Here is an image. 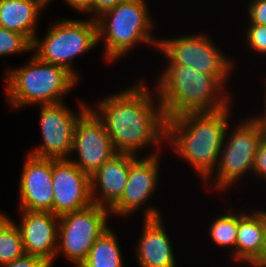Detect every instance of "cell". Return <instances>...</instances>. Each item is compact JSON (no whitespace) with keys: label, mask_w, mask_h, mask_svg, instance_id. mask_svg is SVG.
Returning <instances> with one entry per match:
<instances>
[{"label":"cell","mask_w":266,"mask_h":267,"mask_svg":"<svg viewBox=\"0 0 266 267\" xmlns=\"http://www.w3.org/2000/svg\"><path fill=\"white\" fill-rule=\"evenodd\" d=\"M247 24L266 26V0H249Z\"/></svg>","instance_id":"obj_25"},{"label":"cell","mask_w":266,"mask_h":267,"mask_svg":"<svg viewBox=\"0 0 266 267\" xmlns=\"http://www.w3.org/2000/svg\"><path fill=\"white\" fill-rule=\"evenodd\" d=\"M121 250L116 234L109 227L96 240L79 267H124Z\"/></svg>","instance_id":"obj_20"},{"label":"cell","mask_w":266,"mask_h":267,"mask_svg":"<svg viewBox=\"0 0 266 267\" xmlns=\"http://www.w3.org/2000/svg\"><path fill=\"white\" fill-rule=\"evenodd\" d=\"M205 33L159 39L158 50L167 64H181L215 76L224 86L233 74L234 62Z\"/></svg>","instance_id":"obj_8"},{"label":"cell","mask_w":266,"mask_h":267,"mask_svg":"<svg viewBox=\"0 0 266 267\" xmlns=\"http://www.w3.org/2000/svg\"><path fill=\"white\" fill-rule=\"evenodd\" d=\"M245 41L247 42V46L250 47V50L266 55V26L258 25V24H249L245 29Z\"/></svg>","instance_id":"obj_24"},{"label":"cell","mask_w":266,"mask_h":267,"mask_svg":"<svg viewBox=\"0 0 266 267\" xmlns=\"http://www.w3.org/2000/svg\"><path fill=\"white\" fill-rule=\"evenodd\" d=\"M147 206V207H146ZM143 229L137 243L136 257L140 267H177L174 248L157 207L145 205Z\"/></svg>","instance_id":"obj_15"},{"label":"cell","mask_w":266,"mask_h":267,"mask_svg":"<svg viewBox=\"0 0 266 267\" xmlns=\"http://www.w3.org/2000/svg\"><path fill=\"white\" fill-rule=\"evenodd\" d=\"M64 2L82 14L87 12V15L90 12V0H64Z\"/></svg>","instance_id":"obj_29"},{"label":"cell","mask_w":266,"mask_h":267,"mask_svg":"<svg viewBox=\"0 0 266 267\" xmlns=\"http://www.w3.org/2000/svg\"><path fill=\"white\" fill-rule=\"evenodd\" d=\"M73 153L78 159L69 160L89 177L118 153L104 124L90 109L75 125L71 156Z\"/></svg>","instance_id":"obj_11"},{"label":"cell","mask_w":266,"mask_h":267,"mask_svg":"<svg viewBox=\"0 0 266 267\" xmlns=\"http://www.w3.org/2000/svg\"><path fill=\"white\" fill-rule=\"evenodd\" d=\"M252 212V213H251ZM238 214L235 261L250 267H263L265 250L264 214L260 210Z\"/></svg>","instance_id":"obj_18"},{"label":"cell","mask_w":266,"mask_h":267,"mask_svg":"<svg viewBox=\"0 0 266 267\" xmlns=\"http://www.w3.org/2000/svg\"><path fill=\"white\" fill-rule=\"evenodd\" d=\"M32 52V42L23 34L0 26V57Z\"/></svg>","instance_id":"obj_23"},{"label":"cell","mask_w":266,"mask_h":267,"mask_svg":"<svg viewBox=\"0 0 266 267\" xmlns=\"http://www.w3.org/2000/svg\"><path fill=\"white\" fill-rule=\"evenodd\" d=\"M137 157L133 154L117 153L91 176L93 204L110 209L121 198L130 164Z\"/></svg>","instance_id":"obj_17"},{"label":"cell","mask_w":266,"mask_h":267,"mask_svg":"<svg viewBox=\"0 0 266 267\" xmlns=\"http://www.w3.org/2000/svg\"><path fill=\"white\" fill-rule=\"evenodd\" d=\"M155 85L166 120L187 113L217 112L231 104L226 87L215 76L187 65L167 64Z\"/></svg>","instance_id":"obj_3"},{"label":"cell","mask_w":266,"mask_h":267,"mask_svg":"<svg viewBox=\"0 0 266 267\" xmlns=\"http://www.w3.org/2000/svg\"><path fill=\"white\" fill-rule=\"evenodd\" d=\"M124 0H90V13L92 19H96L104 12L116 7Z\"/></svg>","instance_id":"obj_28"},{"label":"cell","mask_w":266,"mask_h":267,"mask_svg":"<svg viewBox=\"0 0 266 267\" xmlns=\"http://www.w3.org/2000/svg\"><path fill=\"white\" fill-rule=\"evenodd\" d=\"M139 81L100 99L96 108L89 106L104 124L117 152L136 156L151 144L162 146L166 138V118L158 96L144 80Z\"/></svg>","instance_id":"obj_1"},{"label":"cell","mask_w":266,"mask_h":267,"mask_svg":"<svg viewBox=\"0 0 266 267\" xmlns=\"http://www.w3.org/2000/svg\"><path fill=\"white\" fill-rule=\"evenodd\" d=\"M226 212L218 215L209 226V236L217 246L232 248L231 258L235 260V247L238 232V214ZM233 256V257H232Z\"/></svg>","instance_id":"obj_22"},{"label":"cell","mask_w":266,"mask_h":267,"mask_svg":"<svg viewBox=\"0 0 266 267\" xmlns=\"http://www.w3.org/2000/svg\"><path fill=\"white\" fill-rule=\"evenodd\" d=\"M19 228L25 253L45 259L53 267L58 246L59 217L49 211L19 209Z\"/></svg>","instance_id":"obj_14"},{"label":"cell","mask_w":266,"mask_h":267,"mask_svg":"<svg viewBox=\"0 0 266 267\" xmlns=\"http://www.w3.org/2000/svg\"><path fill=\"white\" fill-rule=\"evenodd\" d=\"M25 254L17 222L0 211V265L12 262Z\"/></svg>","instance_id":"obj_21"},{"label":"cell","mask_w":266,"mask_h":267,"mask_svg":"<svg viewBox=\"0 0 266 267\" xmlns=\"http://www.w3.org/2000/svg\"><path fill=\"white\" fill-rule=\"evenodd\" d=\"M238 124L234 125V128H227L216 170L213 171L215 178L204 180L206 186L208 181L212 183L207 187L214 185V189L226 193L227 188L230 187L231 190L245 174L250 176L253 172L256 152L264 139V134L252 117L241 120ZM230 128L233 130L232 133L229 131Z\"/></svg>","instance_id":"obj_7"},{"label":"cell","mask_w":266,"mask_h":267,"mask_svg":"<svg viewBox=\"0 0 266 267\" xmlns=\"http://www.w3.org/2000/svg\"><path fill=\"white\" fill-rule=\"evenodd\" d=\"M45 6H48V4L51 3L53 0H40Z\"/></svg>","instance_id":"obj_31"},{"label":"cell","mask_w":266,"mask_h":267,"mask_svg":"<svg viewBox=\"0 0 266 267\" xmlns=\"http://www.w3.org/2000/svg\"><path fill=\"white\" fill-rule=\"evenodd\" d=\"M146 2L124 0L95 19L98 44L104 40L103 55L108 63H114L131 53L138 44H151L158 49L160 38H154L151 34L155 24Z\"/></svg>","instance_id":"obj_5"},{"label":"cell","mask_w":266,"mask_h":267,"mask_svg":"<svg viewBox=\"0 0 266 267\" xmlns=\"http://www.w3.org/2000/svg\"><path fill=\"white\" fill-rule=\"evenodd\" d=\"M45 7L40 0H0V26L23 34L33 42Z\"/></svg>","instance_id":"obj_19"},{"label":"cell","mask_w":266,"mask_h":267,"mask_svg":"<svg viewBox=\"0 0 266 267\" xmlns=\"http://www.w3.org/2000/svg\"><path fill=\"white\" fill-rule=\"evenodd\" d=\"M65 102L40 105L39 125L42 144L28 153L47 159H69L71 156L74 128L79 118L89 109L90 103H79V111L70 110ZM77 112V113H76Z\"/></svg>","instance_id":"obj_10"},{"label":"cell","mask_w":266,"mask_h":267,"mask_svg":"<svg viewBox=\"0 0 266 267\" xmlns=\"http://www.w3.org/2000/svg\"><path fill=\"white\" fill-rule=\"evenodd\" d=\"M252 174H254L255 177L257 176V178L265 179L266 182V137L261 141L256 152Z\"/></svg>","instance_id":"obj_27"},{"label":"cell","mask_w":266,"mask_h":267,"mask_svg":"<svg viewBox=\"0 0 266 267\" xmlns=\"http://www.w3.org/2000/svg\"><path fill=\"white\" fill-rule=\"evenodd\" d=\"M42 40L35 36L32 54L39 60L65 67L79 80L73 62L79 55L98 45L96 20L92 18L57 20L48 28Z\"/></svg>","instance_id":"obj_6"},{"label":"cell","mask_w":266,"mask_h":267,"mask_svg":"<svg viewBox=\"0 0 266 267\" xmlns=\"http://www.w3.org/2000/svg\"><path fill=\"white\" fill-rule=\"evenodd\" d=\"M160 159V152L153 150L143 158L138 156L130 164L124 193L109 209L110 216L130 217L147 203L159 186Z\"/></svg>","instance_id":"obj_13"},{"label":"cell","mask_w":266,"mask_h":267,"mask_svg":"<svg viewBox=\"0 0 266 267\" xmlns=\"http://www.w3.org/2000/svg\"><path fill=\"white\" fill-rule=\"evenodd\" d=\"M110 211L92 204L89 207L59 217L56 257L62 253L75 267L87 258L96 240L107 230Z\"/></svg>","instance_id":"obj_9"},{"label":"cell","mask_w":266,"mask_h":267,"mask_svg":"<svg viewBox=\"0 0 266 267\" xmlns=\"http://www.w3.org/2000/svg\"><path fill=\"white\" fill-rule=\"evenodd\" d=\"M52 189V213L58 217L93 204L91 177L69 159H52Z\"/></svg>","instance_id":"obj_12"},{"label":"cell","mask_w":266,"mask_h":267,"mask_svg":"<svg viewBox=\"0 0 266 267\" xmlns=\"http://www.w3.org/2000/svg\"><path fill=\"white\" fill-rule=\"evenodd\" d=\"M0 267H52L45 259L25 254L16 260L0 265Z\"/></svg>","instance_id":"obj_26"},{"label":"cell","mask_w":266,"mask_h":267,"mask_svg":"<svg viewBox=\"0 0 266 267\" xmlns=\"http://www.w3.org/2000/svg\"><path fill=\"white\" fill-rule=\"evenodd\" d=\"M264 81H266V80H264ZM264 88H265V95H264V97H265L264 103L265 104H263L264 105L263 106V108H264L263 114L261 115V113H259L260 115L258 114L255 117L252 116V118L259 124V127L261 128V131L263 132L264 137H266V82L264 84Z\"/></svg>","instance_id":"obj_30"},{"label":"cell","mask_w":266,"mask_h":267,"mask_svg":"<svg viewBox=\"0 0 266 267\" xmlns=\"http://www.w3.org/2000/svg\"><path fill=\"white\" fill-rule=\"evenodd\" d=\"M19 179V209L52 213V159L27 154Z\"/></svg>","instance_id":"obj_16"},{"label":"cell","mask_w":266,"mask_h":267,"mask_svg":"<svg viewBox=\"0 0 266 267\" xmlns=\"http://www.w3.org/2000/svg\"><path fill=\"white\" fill-rule=\"evenodd\" d=\"M6 101L10 109L65 102L79 80L65 67L45 63L35 55L18 68L5 70Z\"/></svg>","instance_id":"obj_4"},{"label":"cell","mask_w":266,"mask_h":267,"mask_svg":"<svg viewBox=\"0 0 266 267\" xmlns=\"http://www.w3.org/2000/svg\"><path fill=\"white\" fill-rule=\"evenodd\" d=\"M229 106L211 113H187L166 120L165 144L184 159L200 180L213 178L230 124Z\"/></svg>","instance_id":"obj_2"}]
</instances>
